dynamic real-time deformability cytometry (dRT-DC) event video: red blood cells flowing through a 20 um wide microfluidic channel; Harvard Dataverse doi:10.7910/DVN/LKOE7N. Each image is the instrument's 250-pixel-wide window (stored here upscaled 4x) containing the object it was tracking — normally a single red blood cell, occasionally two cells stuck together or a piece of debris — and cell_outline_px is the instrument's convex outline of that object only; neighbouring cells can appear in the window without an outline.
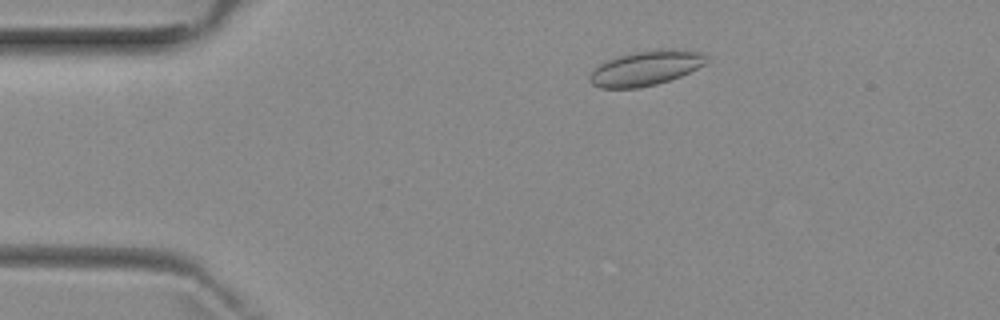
{"species": "common noctule bat (a hibernating species)", "species_latin": "Nyctalus noctula", "temperature_condition": "room temperature", "stored_images_in_passage": 4, "camera_frame_rate_fps": 3000, "um_per_image_px": 0.085, "animal": {"sex": "female", "body_mass_g": 29.2, "forearm_length_mm": 56.3}, "frame": {"image": 1, "passage_image": 4, "time_ms": 3.667, "image_size_px": [1000, 320], "cell_outline_px": [[708, 60], [704, 64], [680, 76], [656, 84], [640, 88], [600, 88], [592, 84], [588, 80], [588, 76], [604, 60], [636, 52], [660, 48], [684, 48], [704, 52], [708, 56]], "centroid_in_image_um": [54.93, 5.77], "position_along_channel_um": 30.1, "area_um2": 23.93}}